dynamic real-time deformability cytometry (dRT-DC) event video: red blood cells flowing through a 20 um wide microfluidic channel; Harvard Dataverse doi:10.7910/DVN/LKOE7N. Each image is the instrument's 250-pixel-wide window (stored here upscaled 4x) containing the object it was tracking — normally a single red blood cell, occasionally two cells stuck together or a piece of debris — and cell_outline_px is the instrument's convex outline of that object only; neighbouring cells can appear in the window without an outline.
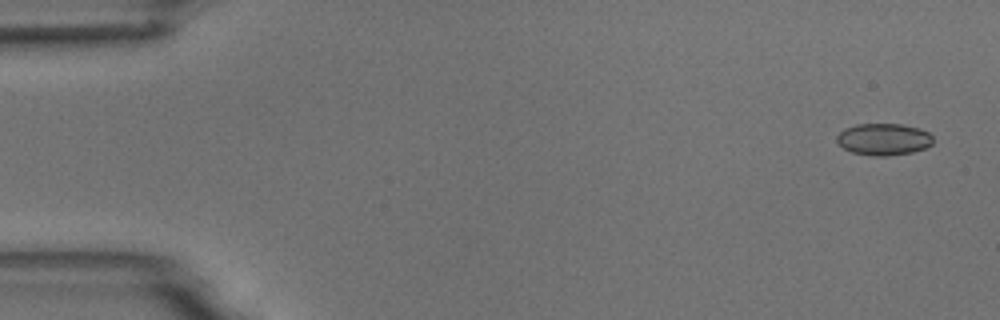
{"species": "common noctule bat (a hibernating species)", "species_latin": "Nyctalus noctula", "temperature_condition": "room temperature", "stored_images_in_passage": 5, "camera_frame_rate_fps": 3000, "um_per_image_px": 0.085, "animal": {"sex": "male", "body_mass_g": 18.8}, "frame": {"image": 1, "passage_image": 1, "time_ms": 0.0, "image_size_px": [1000, 320], "cell_outline_px": [[932, 144], [924, 148], [912, 152], [888, 156], [876, 156], [852, 152], [844, 148], [836, 140], [836, 136], [844, 128], [856, 124], [904, 124], [920, 128], [928, 132], [932, 136]], "centroid_in_image_um": [75.11, 11.83], "position_along_channel_um": 9.9, "area_um2": 17.86}}
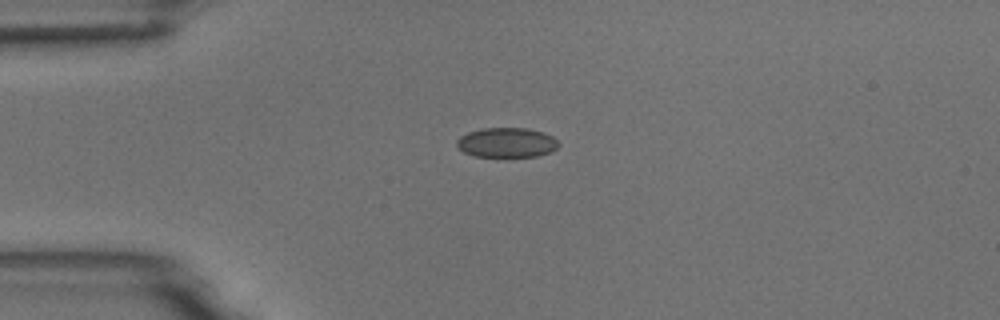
{"frame": {"image": 2, "passage_image": 4, "time_ms": 3.667, "image_size_px": [1000, 320], "cell_outline_px": [[560, 144], [552, 152], [536, 156], [476, 156], [464, 152], [456, 144], [456, 140], [460, 136], [468, 132], [484, 128], [524, 128], [544, 132], [552, 136]], "centroid_in_image_um": [43.08, 12.11], "position_along_channel_um": 41.9, "area_um2": 17.51}}